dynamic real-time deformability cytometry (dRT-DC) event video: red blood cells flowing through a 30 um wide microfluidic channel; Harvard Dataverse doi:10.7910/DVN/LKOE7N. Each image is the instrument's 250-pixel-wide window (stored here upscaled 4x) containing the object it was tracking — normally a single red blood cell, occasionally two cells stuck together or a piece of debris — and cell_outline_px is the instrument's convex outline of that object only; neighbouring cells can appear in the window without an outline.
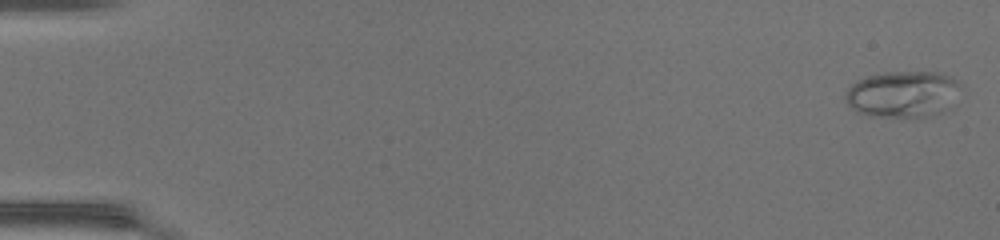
{"species": "common noctule bat (a hibernating species)", "species_latin": "Nyctalus noctula", "temperature_condition": "warm", "stored_images_in_passage": 48, "camera_frame_rate_fps": 3000, "um_per_image_px": 0.085, "animal": {"sex": "female", "body_mass_g": 17.0, "forearm_length_mm": 48.0}, "frame": {"image": 1, "passage_image": 1, "time_ms": 0.0, "image_size_px": [1000, 240], "cell_outline_px": [[964, 88], [944, 112], [924, 120], [868, 116], [856, 112], [844, 100], [844, 92], [856, 80], [868, 76], [884, 72], [936, 72], [952, 76]], "centroid_in_image_um": [76.77, 8.05], "position_along_channel_um": 8.2, "area_um2": 32.54}}
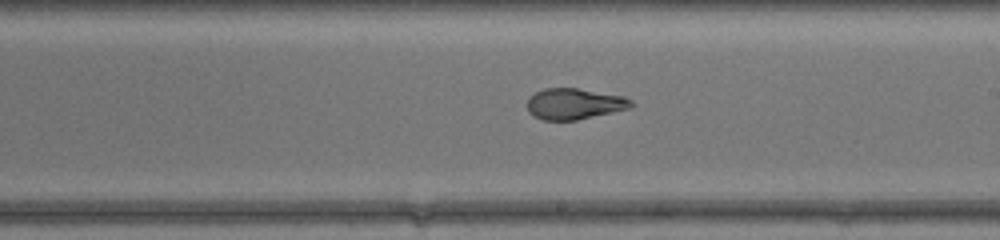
{"frame": {"image": 2, "passage_image": 29, "time_ms": 9.333, "image_size_px": [1000, 240], "cell_outline_px": [[636, 104], [632, 108], [576, 120], [544, 120], [532, 116], [528, 112], [528, 96], [544, 88], [576, 88], [624, 96], [632, 100]], "centroid_in_image_um": [48.84, 8.83], "position_along_channel_um": 240.2, "area_um2": 18.96}}
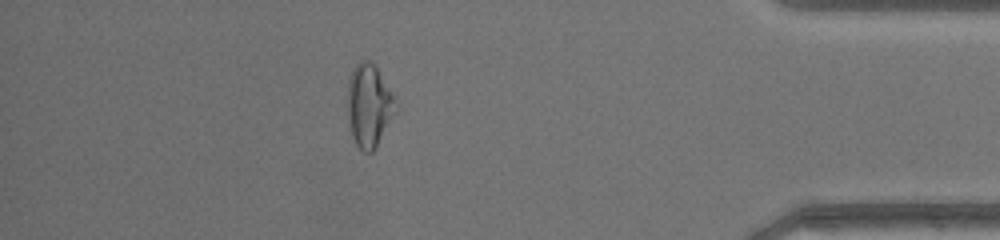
{"frame": {"image": 3, "passage_image": 43, "time_ms": 14.0, "image_size_px": [1000, 240], "cell_outline_px": [[400, 104], [396, 112], [376, 148], [372, 152], [364, 152], [356, 144], [352, 136], [348, 124], [348, 76], [352, 68], [360, 60], [368, 60], [376, 68]], "centroid_in_image_um": [31.38, 8.98], "position_along_channel_um": 403.8, "area_um2": 23.52}, "authors_computed_cell_mechanics": {"area_um2": 22.1085, "velocity_mm_per_s": 4.3372, "shape_relaxation_time_tau1_ms": null, "shape_relaxation_time_tau2_ms": 1.1419, "deformation_change_tau1": null, "deformation_change_tau2": 0.0717}}